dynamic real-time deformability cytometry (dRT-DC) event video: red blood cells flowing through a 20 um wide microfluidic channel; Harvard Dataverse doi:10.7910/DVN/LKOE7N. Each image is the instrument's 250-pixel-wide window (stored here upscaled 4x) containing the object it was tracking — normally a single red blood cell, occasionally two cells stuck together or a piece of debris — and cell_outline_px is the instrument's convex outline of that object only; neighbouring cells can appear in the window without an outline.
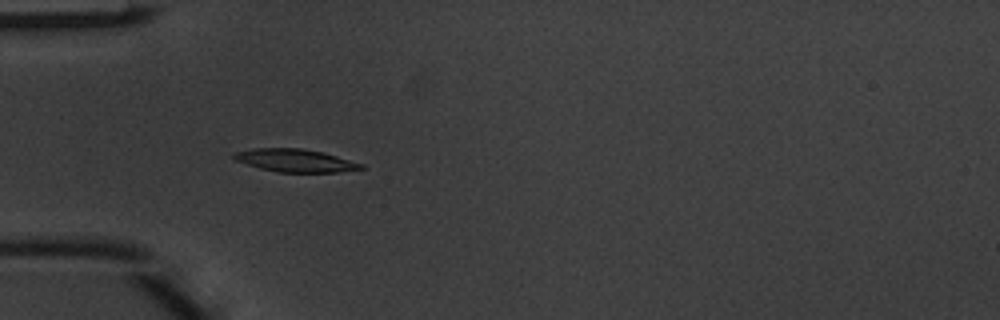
{"species": "common noctule bat (a hibernating species)", "species_latin": "Nyctalus noctula", "temperature_condition": "warm", "stored_images_in_passage": 5, "camera_frame_rate_fps": 3000, "um_per_image_px": 0.085, "animal": {"sex": "male", "body_mass_g": 20.1, "forearm_length_mm": 53.5}, "frame": {"image": 1, "passage_image": 4, "time_ms": 1.0, "image_size_px": [1000, 320], "cell_outline_px": [[364, 168], [336, 172], [276, 172], [260, 168], [236, 160], [232, 156], [236, 152], [252, 148], [304, 148], [324, 152], [364, 164]], "centroid_in_image_um": [25.11, 13.63], "position_along_channel_um": 59.9, "area_um2": 16.88}}